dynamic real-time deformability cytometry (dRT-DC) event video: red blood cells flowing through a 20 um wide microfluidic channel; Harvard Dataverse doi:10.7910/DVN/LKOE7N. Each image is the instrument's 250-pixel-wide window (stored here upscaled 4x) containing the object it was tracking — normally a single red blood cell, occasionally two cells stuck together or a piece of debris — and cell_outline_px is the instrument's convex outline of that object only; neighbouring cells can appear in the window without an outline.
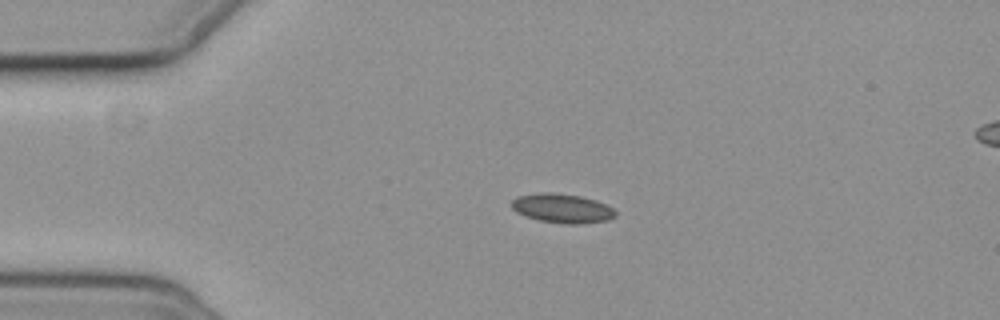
{"species": "common noctule bat (a hibernating species)", "species_latin": "Nyctalus noctula", "temperature_condition": "cold", "stored_images_in_passage": 2, "camera_frame_rate_fps": 3000, "um_per_image_px": 0.085, "animal": {"sex": "female", "body_mass_g": 19.3, "forearm_length_mm": 54.1}, "frame": {"image": 1, "passage_image": 1, "time_ms": 0.0, "image_size_px": [1000, 320], "cell_outline_px": [[616, 216], [608, 220], [580, 224], [564, 224], [540, 220], [524, 216], [516, 212], [512, 208], [512, 200], [516, 196], [540, 192], [552, 192], [580, 196], [596, 200], [612, 208], [616, 212]], "centroid_in_image_um": [47.76, 17.7], "position_along_channel_um": 37.2, "area_um2": 17.74}}